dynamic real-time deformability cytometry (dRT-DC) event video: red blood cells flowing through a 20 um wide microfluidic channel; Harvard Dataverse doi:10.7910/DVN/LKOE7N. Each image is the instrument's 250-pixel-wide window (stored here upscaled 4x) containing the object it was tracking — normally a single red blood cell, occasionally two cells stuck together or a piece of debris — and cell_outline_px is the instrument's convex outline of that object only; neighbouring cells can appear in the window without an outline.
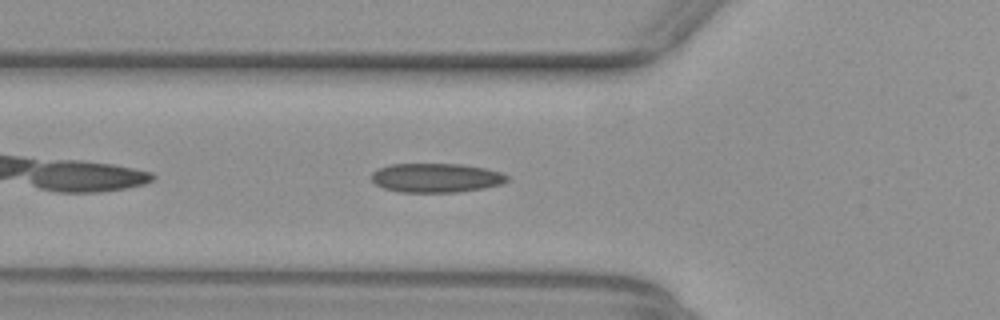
{"species": "common noctule bat (a hibernating species)", "species_latin": "Nyctalus noctula", "temperature_condition": "warm", "stored_images_in_passage": 35, "camera_frame_rate_fps": 3000, "um_per_image_px": 0.085, "animal": {"sex": "female", "body_mass_g": 29.2, "forearm_length_mm": 56.3}, "frame": {"image": 1, "passage_image": 2, "time_ms": 0.333, "image_size_px": [1000, 320], "cell_outline_px": [[508, 176], [504, 180], [496, 184], [476, 188], [448, 192], [408, 192], [388, 188], [376, 184], [372, 180], [372, 176], [380, 168], [396, 164], [452, 164], [480, 168], [496, 172]], "centroid_in_image_um": [36.97, 15.1], "position_along_channel_um": 88.8, "area_um2": 21.5}}
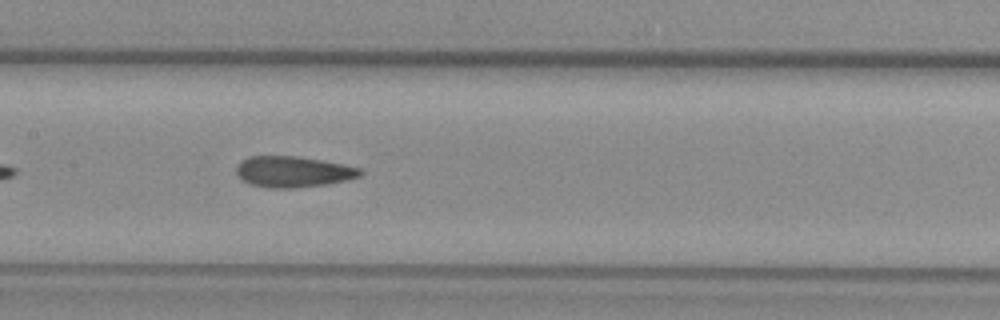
{"frame": {"image": 2, "passage_image": 9, "time_ms": 2.667, "image_size_px": [1000, 320], "cell_outline_px": [[360, 172], [356, 176], [340, 180], [320, 184], [252, 184], [244, 180], [240, 176], [240, 164], [244, 160], [252, 156], [288, 156], [316, 160], [356, 168]], "centroid_in_image_um": [24.86, 14.52], "position_along_channel_um": 182.5, "area_um2": 19.31}}
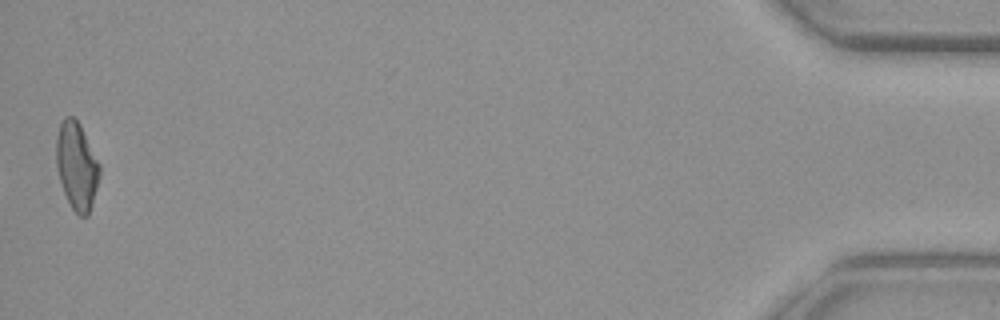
{"frame": {"image": 3, "passage_image": 35, "time_ms": 11.333, "image_size_px": [1000, 320], "cell_outline_px": [[100, 172], [88, 216], [80, 216], [72, 208], [64, 192], [60, 180], [56, 160], [56, 140], [60, 124], [68, 116], [72, 116], [76, 120], [100, 168]], "centroid_in_image_um": [6.49, 14.15], "position_along_channel_um": 428.7, "area_um2": 20.92}}